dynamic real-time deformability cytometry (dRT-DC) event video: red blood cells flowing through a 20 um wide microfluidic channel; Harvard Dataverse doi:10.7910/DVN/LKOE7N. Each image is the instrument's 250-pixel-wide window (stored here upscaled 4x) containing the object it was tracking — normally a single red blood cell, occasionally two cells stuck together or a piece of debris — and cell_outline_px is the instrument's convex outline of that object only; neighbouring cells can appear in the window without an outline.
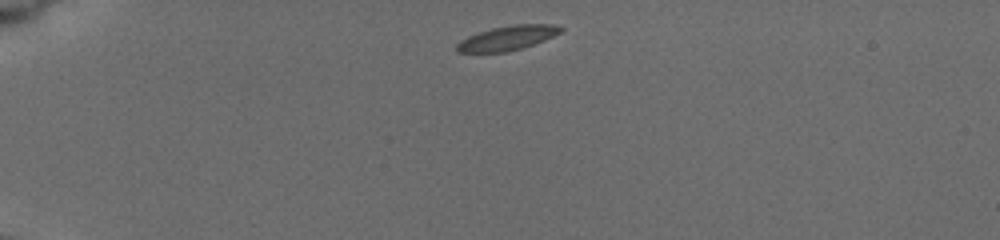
{"species": "common noctule bat (a hibernating species)", "species_latin": "Nyctalus noctula", "temperature_condition": "cold", "stored_images_in_passage": 32, "camera_frame_rate_fps": 3000, "um_per_image_px": 0.085, "animal": {"sex": "female", "body_mass_g": 19.5, "forearm_length_mm": 54.1}, "frame": {"image": 1, "passage_image": 1, "time_ms": 0.0, "image_size_px": [1000, 240], "cell_outline_px": [[564, 28], [560, 32], [544, 40], [524, 48], [508, 52], [456, 52], [456, 44], [460, 40], [468, 36], [492, 28], [512, 24], [552, 24]], "centroid_in_image_um": [43.12, 3.23], "position_along_channel_um": 41.9, "area_um2": 14.8}}
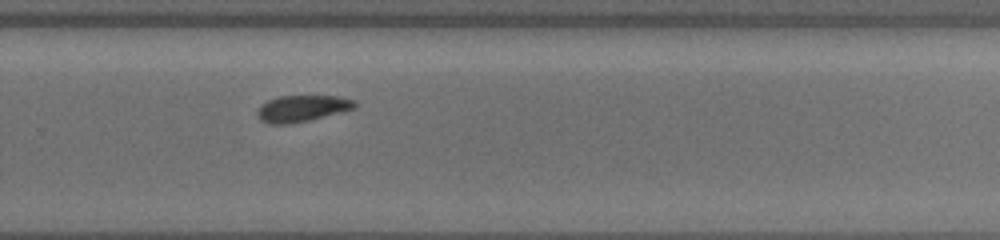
{"frame": {"image": 2, "passage_image": 16, "time_ms": 8.333, "image_size_px": [1000, 240], "cell_outline_px": [[356, 108], [344, 112], [308, 120], [288, 124], [268, 124], [260, 120], [256, 112], [268, 100], [280, 96], [336, 96], [356, 100]], "centroid_in_image_um": [25.72, 9.22], "position_along_channel_um": 304.1, "area_um2": 14.97}}
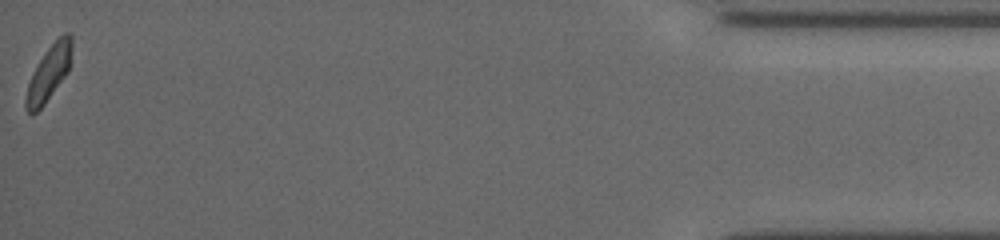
{"frame": {"image": 3, "passage_image": 32, "time_ms": 13.667, "image_size_px": [1000, 240], "cell_outline_px": [[72, 48], [68, 72], [44, 104], [36, 112], [28, 112], [24, 108], [24, 100], [28, 84], [32, 72], [48, 48], [64, 32], [72, 32]], "centroid_in_image_um": [4.15, 6.19], "position_along_channel_um": 431.0, "area_um2": 14.57}, "authors_computed_cell_mechanics": {"area_um2": 14.9413, "velocity_mm_per_s": 3.8173, "shape_relaxation_time_tau1_ms": 4.6383, "shape_relaxation_time_tau2_ms": null, "deformation_change_tau1": 0.0904, "deformation_change_tau2": null}}